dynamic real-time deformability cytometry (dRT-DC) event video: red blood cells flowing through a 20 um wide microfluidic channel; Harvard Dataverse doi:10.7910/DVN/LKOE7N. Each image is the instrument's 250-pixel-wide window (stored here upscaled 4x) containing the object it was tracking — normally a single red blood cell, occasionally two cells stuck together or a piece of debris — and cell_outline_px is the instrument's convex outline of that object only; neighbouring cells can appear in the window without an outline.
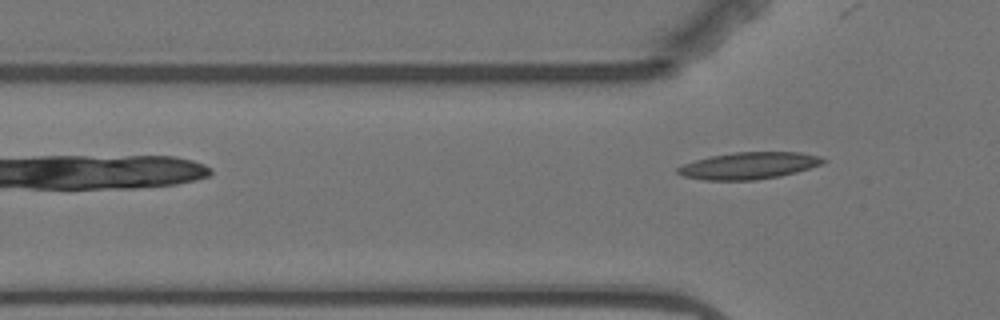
{"species": "Egyptian fruit bat (a non-hibernating species)", "species_latin": "Rousettus aegyptiacus", "temperature_condition": "warm", "stored_images_in_passage": 4, "camera_frame_rate_fps": 3000, "um_per_image_px": 0.085, "animal": {"sex": "female"}, "frame": {"image": 1, "passage_image": 4, "time_ms": 4.667, "image_size_px": [1000, 320], "cell_outline_px": [[828, 160], [820, 164], [796, 172], [780, 176], [756, 180], [704, 180], [684, 176], [676, 172], [676, 168], [684, 164], [696, 160], [712, 156], [732, 152], [800, 152], [820, 156]], "centroid_in_image_um": [63.65, 14.08], "position_along_channel_um": 62.1, "area_um2": 22.66}}